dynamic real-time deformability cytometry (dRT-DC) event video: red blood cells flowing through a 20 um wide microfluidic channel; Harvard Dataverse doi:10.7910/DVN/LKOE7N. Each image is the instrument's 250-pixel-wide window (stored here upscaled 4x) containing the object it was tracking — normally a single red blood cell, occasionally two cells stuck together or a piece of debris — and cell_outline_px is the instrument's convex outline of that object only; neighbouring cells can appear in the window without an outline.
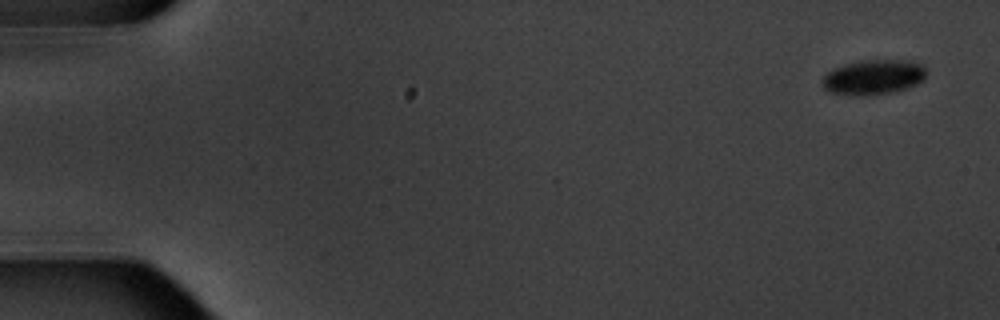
{"species": "common noctule bat (a hibernating species)", "species_latin": "Nyctalus noctula", "temperature_condition": "warm", "stored_images_in_passage": 5, "camera_frame_rate_fps": 3000, "um_per_image_px": 0.085, "animal": {"sex": "male", "body_mass_g": 20.1, "forearm_length_mm": 53.5}, "frame": {"image": 1, "passage_image": 1, "time_ms": 0.0, "image_size_px": [1000, 320], "cell_outline_px": [[924, 76], [916, 84], [908, 88], [896, 92], [860, 96], [848, 96], [828, 92], [824, 88], [820, 80], [828, 72], [836, 68], [848, 64], [864, 60], [908, 60], [924, 64]], "centroid_in_image_um": [74.21, 6.58], "position_along_channel_um": 10.8, "area_um2": 21.21}}